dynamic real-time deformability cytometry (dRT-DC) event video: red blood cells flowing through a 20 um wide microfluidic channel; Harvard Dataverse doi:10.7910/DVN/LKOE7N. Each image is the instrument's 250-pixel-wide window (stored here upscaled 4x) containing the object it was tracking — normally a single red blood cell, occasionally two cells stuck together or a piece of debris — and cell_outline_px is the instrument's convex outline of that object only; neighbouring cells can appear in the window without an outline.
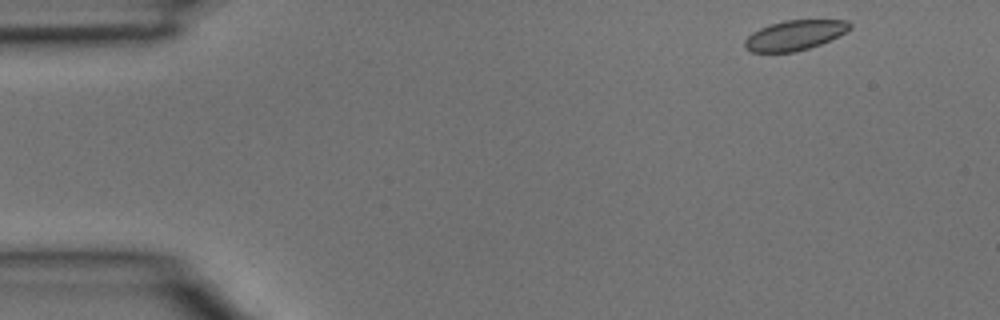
{"species": "common noctule bat (a hibernating species)", "species_latin": "Nyctalus noctula", "temperature_condition": "room temperature", "stored_images_in_passage": 3, "camera_frame_rate_fps": 3000, "um_per_image_px": 0.085, "animal": {"sex": "male", "body_mass_g": 15.6}, "frame": {"image": 1, "passage_image": 1, "time_ms": 0.0, "image_size_px": [1000, 320], "cell_outline_px": [[852, 28], [820, 44], [796, 52], [752, 52], [744, 48], [744, 40], [752, 32], [760, 28], [784, 20], [848, 20], [852, 24]], "centroid_in_image_um": [67.52, 2.99], "position_along_channel_um": 17.5, "area_um2": 18.21}}
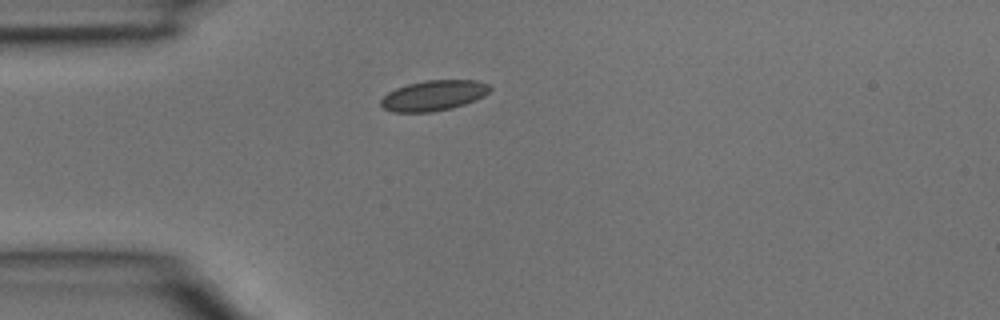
{"frame": {"image": 2, "passage_image": 3, "time_ms": 0.667, "image_size_px": [1000, 320], "cell_outline_px": [[492, 88], [484, 96], [476, 100], [452, 108], [428, 112], [392, 112], [384, 108], [380, 104], [380, 100], [388, 92], [396, 88], [408, 84], [424, 80], [476, 80], [488, 84]], "centroid_in_image_um": [36.86, 8.11], "position_along_channel_um": 48.1, "area_um2": 19.31}}